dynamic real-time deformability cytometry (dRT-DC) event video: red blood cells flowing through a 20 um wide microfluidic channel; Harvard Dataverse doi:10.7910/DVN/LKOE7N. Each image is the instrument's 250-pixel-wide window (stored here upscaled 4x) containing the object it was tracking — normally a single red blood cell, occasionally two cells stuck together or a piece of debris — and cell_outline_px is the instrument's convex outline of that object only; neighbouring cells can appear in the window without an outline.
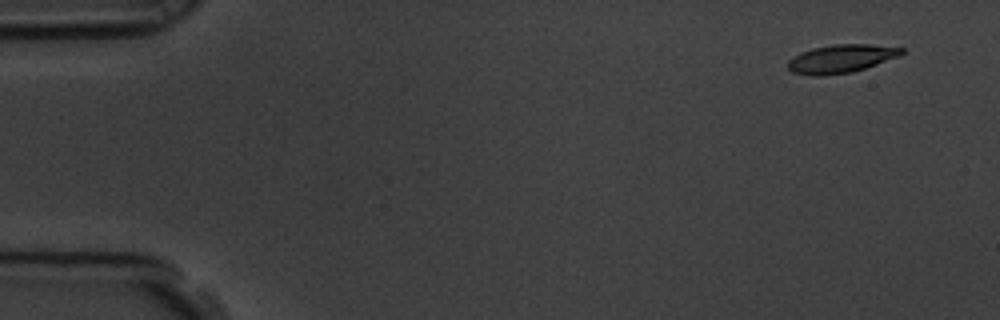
{"species": "common noctule bat (a hibernating species)", "species_latin": "Nyctalus noctula", "temperature_condition": "room temperature", "stored_images_in_passage": 3, "camera_frame_rate_fps": 3000, "um_per_image_px": 0.085, "animal": {"sex": "male", "body_mass_g": 19.5, "forearm_length_mm": 54.6}, "frame": {"image": 1, "passage_image": 1, "time_ms": 0.0, "image_size_px": [1000, 320], "cell_outline_px": [[904, 52], [900, 56], [852, 72], [824, 76], [812, 76], [792, 72], [788, 68], [788, 60], [792, 56], [800, 52], [812, 48], [832, 44], [868, 44], [904, 48]], "centroid_in_image_um": [71.45, 4.99], "position_along_channel_um": 13.5, "area_um2": 18.84}}